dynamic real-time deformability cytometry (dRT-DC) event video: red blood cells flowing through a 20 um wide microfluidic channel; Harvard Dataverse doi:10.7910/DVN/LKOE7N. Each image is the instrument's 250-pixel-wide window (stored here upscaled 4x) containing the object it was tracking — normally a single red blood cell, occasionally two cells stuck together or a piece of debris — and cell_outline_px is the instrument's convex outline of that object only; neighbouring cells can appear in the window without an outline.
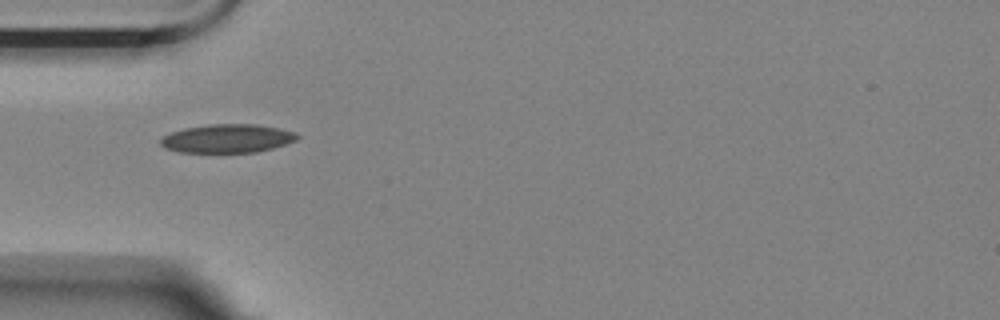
{"species": "Egyptian fruit bat (a non-hibernating species)", "species_latin": "Rousettus aegyptiacus", "temperature_condition": "room temperature", "stored_images_in_passage": 11, "camera_frame_rate_fps": 3000, "um_per_image_px": 0.085, "animal": {"sex": "female"}, "frame": {"image": 1, "passage_image": 5, "time_ms": 1.333, "image_size_px": [1000, 320], "cell_outline_px": [[300, 136], [296, 140], [272, 148], [256, 152], [180, 152], [164, 148], [160, 144], [160, 140], [164, 136], [172, 132], [184, 128], [208, 124], [256, 124], [280, 128], [296, 132]], "centroid_in_image_um": [19.33, 11.76], "position_along_channel_um": 65.7, "area_um2": 22.72}}
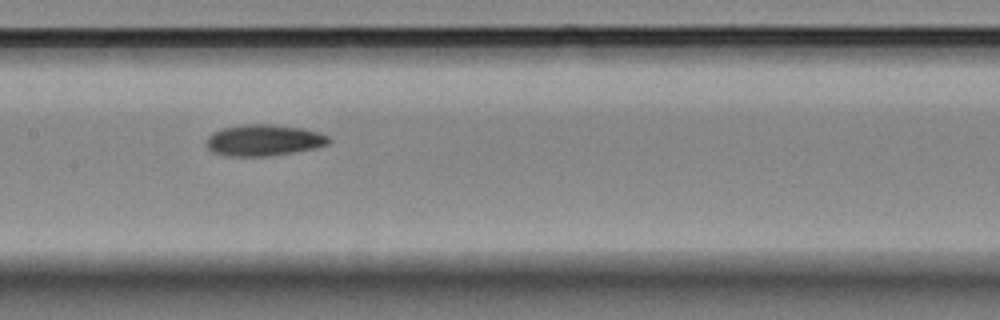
{"frame": {"image": 2, "passage_image": 8, "time_ms": 2.333, "image_size_px": [1000, 320], "cell_outline_px": [[332, 140], [328, 144], [316, 148], [296, 152], [264, 156], [232, 156], [212, 152], [204, 144], [208, 136], [212, 132], [224, 128], [244, 124], [272, 124], [300, 128], [320, 132], [328, 136]], "centroid_in_image_um": [22.43, 11.92], "position_along_channel_um": 185.0, "area_um2": 22.43}}
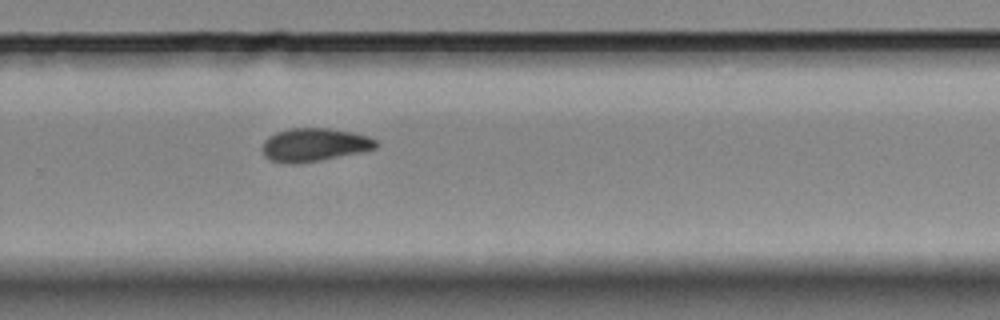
{"frame": {"image": 3, "passage_image": 11, "time_ms": 3.333, "image_size_px": [1000, 320], "cell_outline_px": [[380, 144], [376, 148], [360, 152], [320, 160], [296, 164], [288, 164], [268, 160], [264, 156], [260, 148], [264, 140], [268, 136], [276, 132], [288, 128], [328, 128], [352, 132], [368, 136], [376, 140]], "centroid_in_image_um": [26.66, 12.31], "position_along_channel_um": 303.1, "area_um2": 22.31}}